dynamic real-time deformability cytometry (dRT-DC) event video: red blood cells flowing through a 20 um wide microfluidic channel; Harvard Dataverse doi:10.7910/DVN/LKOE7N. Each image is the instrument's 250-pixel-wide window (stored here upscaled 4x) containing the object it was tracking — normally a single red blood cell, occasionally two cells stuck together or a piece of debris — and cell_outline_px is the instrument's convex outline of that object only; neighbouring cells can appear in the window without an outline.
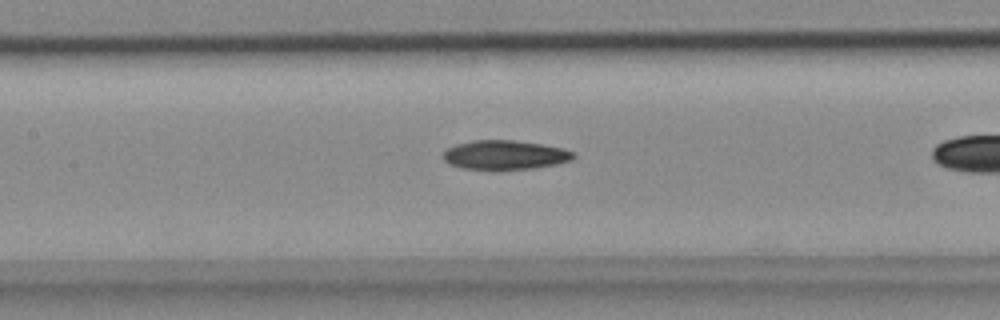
{"species": "common noctule bat (a hibernating species)", "species_latin": "Nyctalus noctula", "temperature_condition": "cold", "stored_images_in_passage": 25, "camera_frame_rate_fps": 3000, "um_per_image_px": 0.085, "animal": {"sex": "female", "body_mass_g": 18.4}, "frame": {"image": 1, "passage_image": 8, "time_ms": 2.333, "image_size_px": [1000, 320], "cell_outline_px": [[576, 156], [572, 160], [556, 164], [532, 168], [492, 172], [464, 168], [452, 164], [444, 160], [444, 148], [456, 144], [472, 140], [516, 140], [544, 144], [564, 148], [576, 152]], "centroid_in_image_um": [42.94, 13.18], "position_along_channel_um": 164.5, "area_um2": 22.95}}
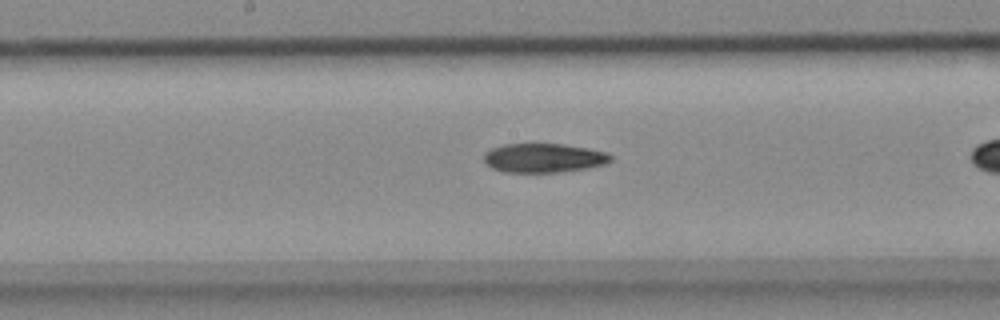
{"frame": {"image": 2, "passage_image": 11, "time_ms": 3.333, "image_size_px": [1000, 320], "cell_outline_px": [[612, 160], [608, 164], [588, 168], [556, 172], [504, 172], [492, 168], [484, 160], [484, 152], [492, 148], [504, 144], [564, 144], [588, 148], [608, 152], [612, 156]], "centroid_in_image_um": [46.26, 13.42], "position_along_channel_um": 201.9, "area_um2": 21.62}}
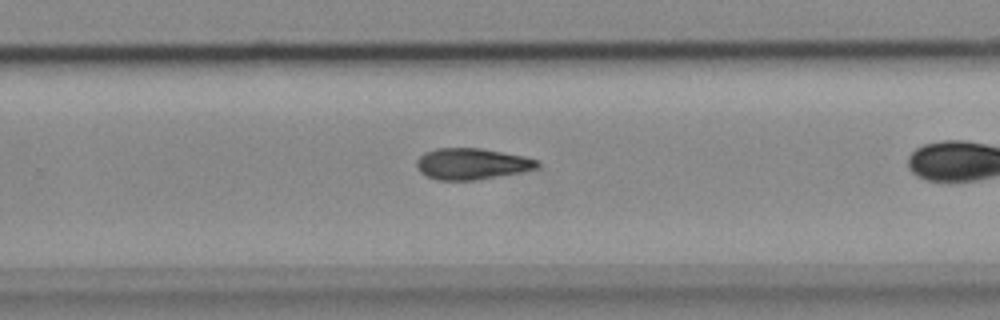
{"frame": {"image": 3, "passage_image": 18, "time_ms": 5.667, "image_size_px": [1000, 320], "cell_outline_px": [[540, 164], [536, 168], [520, 172], [476, 180], [436, 180], [420, 172], [416, 168], [416, 160], [424, 152], [436, 148], [480, 148], [504, 152], [524, 156], [540, 160]], "centroid_in_image_um": [40.09, 13.92], "position_along_channel_um": 289.7, "area_um2": 22.08}}